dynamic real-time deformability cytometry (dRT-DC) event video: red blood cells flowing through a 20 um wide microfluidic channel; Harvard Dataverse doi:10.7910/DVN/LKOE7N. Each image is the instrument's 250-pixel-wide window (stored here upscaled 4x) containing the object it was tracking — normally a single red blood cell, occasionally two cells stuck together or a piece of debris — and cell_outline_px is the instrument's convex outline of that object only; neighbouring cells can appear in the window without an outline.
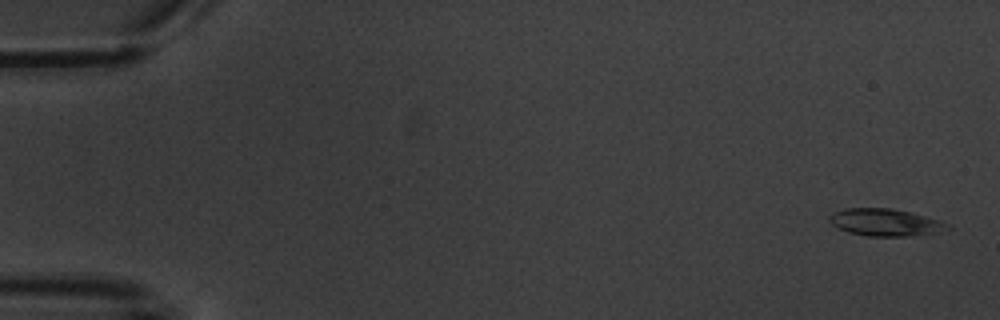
{"species": "common noctule bat (a hibernating species)", "species_latin": "Nyctalus noctula", "temperature_condition": "warm", "stored_images_in_passage": 6, "camera_frame_rate_fps": 3000, "um_per_image_px": 0.085, "animal": {"sex": "male", "body_mass_g": 20.1, "forearm_length_mm": 53.5}, "frame": {"image": 1, "passage_image": 1, "time_ms": 0.0, "image_size_px": [1000, 320], "cell_outline_px": [[952, 228], [940, 232], [908, 236], [868, 236], [848, 232], [832, 224], [828, 220], [828, 216], [844, 208], [892, 208], [940, 220], [948, 224]], "centroid_in_image_um": [75.26, 18.9], "position_along_channel_um": 9.7, "area_um2": 18.61}}
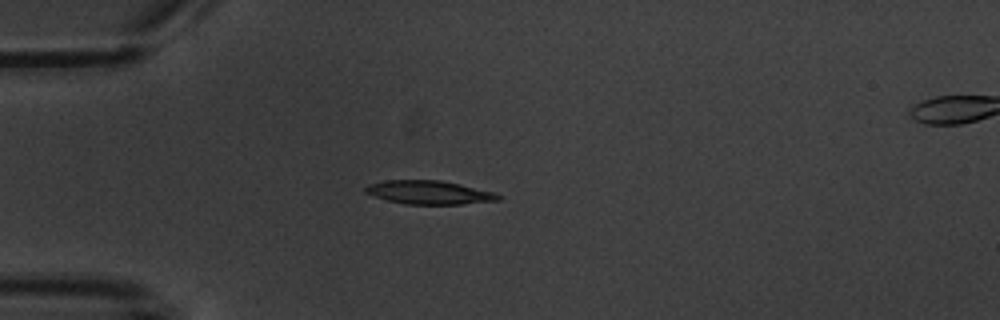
{"frame": {"image": 2, "passage_image": 5, "time_ms": 4.667, "image_size_px": [1000, 320], "cell_outline_px": [[504, 196], [500, 200], [460, 204], [404, 204], [388, 200], [364, 192], [364, 188], [368, 184], [384, 180], [440, 180], [460, 184], [492, 192]], "centroid_in_image_um": [36.47, 16.35], "position_along_channel_um": 48.5, "area_um2": 18.15}}